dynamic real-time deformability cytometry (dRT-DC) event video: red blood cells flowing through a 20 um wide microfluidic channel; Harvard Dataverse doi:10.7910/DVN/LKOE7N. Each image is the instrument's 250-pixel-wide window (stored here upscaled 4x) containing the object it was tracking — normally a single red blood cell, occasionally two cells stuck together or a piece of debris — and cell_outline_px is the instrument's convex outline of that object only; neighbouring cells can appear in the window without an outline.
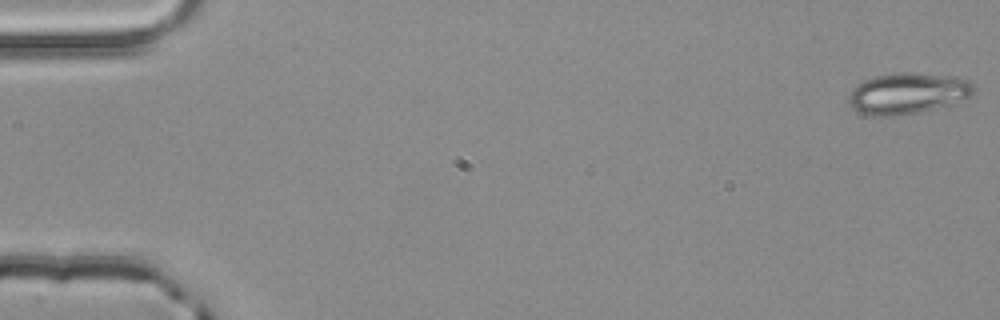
{"species": "common noctule bat (a hibernating species)", "species_latin": "Nyctalus noctula", "temperature_condition": "room temperature", "stored_images_in_passage": 4, "camera_frame_rate_fps": 3000, "um_per_image_px": 0.085, "animal": {"sex": "male", "body_mass_g": 20.4}, "frame": {"image": 1, "passage_image": 1, "time_ms": 0.0, "image_size_px": [1000, 320], "cell_outline_px": [[976, 88], [972, 96], [948, 104], [920, 112], [892, 116], [872, 116], [860, 112], [852, 108], [848, 104], [848, 96], [852, 88], [856, 84], [864, 80], [876, 76], [896, 72], [908, 72], [968, 80]], "centroid_in_image_um": [77.07, 7.95], "position_along_channel_um": 7.9, "area_um2": 29.59}}
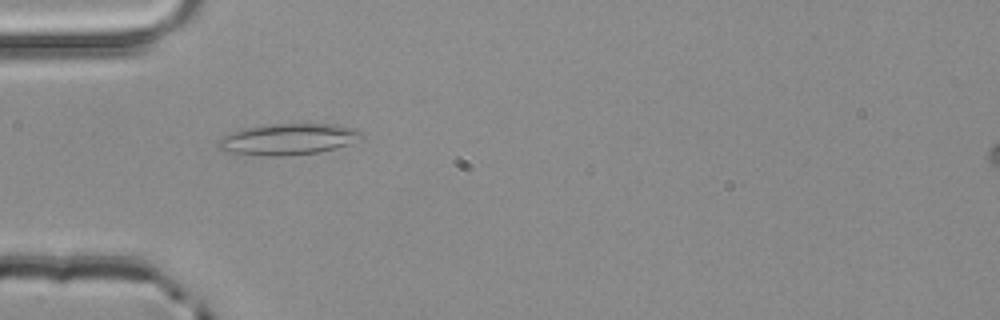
{"frame": {"image": 2, "passage_image": 4, "time_ms": 1.0, "image_size_px": [1000, 320], "cell_outline_px": [[364, 136], [344, 144], [320, 152], [284, 156], [264, 156], [224, 152], [216, 148], [216, 140], [232, 132], [244, 128], [264, 124], [336, 124], [356, 128], [364, 132]], "centroid_in_image_um": [24.41, 11.83], "position_along_channel_um": 60.6, "area_um2": 26.24}}